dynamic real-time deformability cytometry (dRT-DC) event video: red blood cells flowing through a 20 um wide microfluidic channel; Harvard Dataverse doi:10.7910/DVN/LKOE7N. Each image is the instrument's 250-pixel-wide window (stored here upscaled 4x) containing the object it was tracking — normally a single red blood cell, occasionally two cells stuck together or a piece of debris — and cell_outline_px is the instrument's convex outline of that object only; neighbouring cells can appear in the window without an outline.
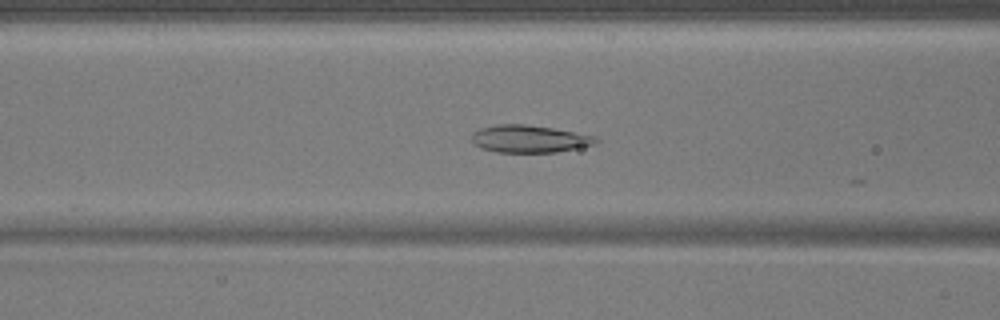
{"species": "common noctule bat (a hibernating species)", "species_latin": "Nyctalus noctula", "temperature_condition": "warm", "stored_images_in_passage": 21, "camera_frame_rate_fps": 3000, "um_per_image_px": 0.085, "animal": {"sex": "male", "body_mass_g": 17.9}, "frame": {"image": 1, "passage_image": 10, "time_ms": 3.0, "image_size_px": [1000, 320], "cell_outline_px": [[600, 140], [596, 144], [556, 152], [496, 152], [480, 148], [472, 140], [472, 132], [480, 128], [496, 124], [524, 124], [552, 128], [596, 136]], "centroid_in_image_um": [44.99, 11.8], "position_along_channel_um": 121.6, "area_um2": 19.83}}
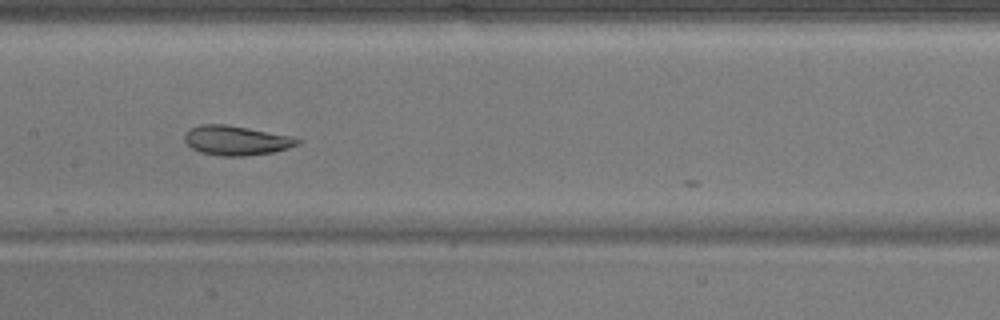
{"frame": {"image": 2, "passage_image": 15, "time_ms": 4.667, "image_size_px": [1000, 320], "cell_outline_px": [[300, 144], [288, 148], [272, 152], [248, 156], [220, 156], [200, 152], [192, 148], [184, 140], [184, 136], [192, 128], [200, 124], [228, 124], [292, 136], [300, 140]], "centroid_in_image_um": [20.09, 11.94], "position_along_channel_um": 187.3, "area_um2": 19.42}}
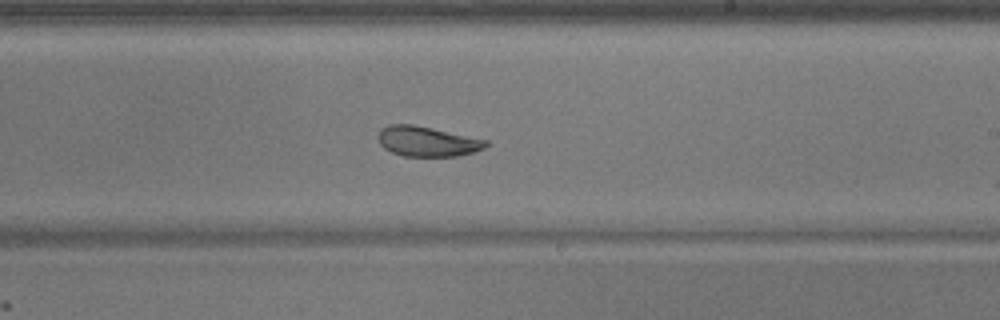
{"frame": {"image": 3, "passage_image": 20, "time_ms": 6.333, "image_size_px": [1000, 320], "cell_outline_px": [[488, 144], [484, 148], [476, 152], [456, 156], [404, 156], [392, 152], [384, 148], [380, 144], [376, 136], [380, 128], [388, 124], [412, 124], [432, 128], [488, 140]], "centroid_in_image_um": [36.28, 12.01], "position_along_channel_um": 252.7, "area_um2": 19.02}}